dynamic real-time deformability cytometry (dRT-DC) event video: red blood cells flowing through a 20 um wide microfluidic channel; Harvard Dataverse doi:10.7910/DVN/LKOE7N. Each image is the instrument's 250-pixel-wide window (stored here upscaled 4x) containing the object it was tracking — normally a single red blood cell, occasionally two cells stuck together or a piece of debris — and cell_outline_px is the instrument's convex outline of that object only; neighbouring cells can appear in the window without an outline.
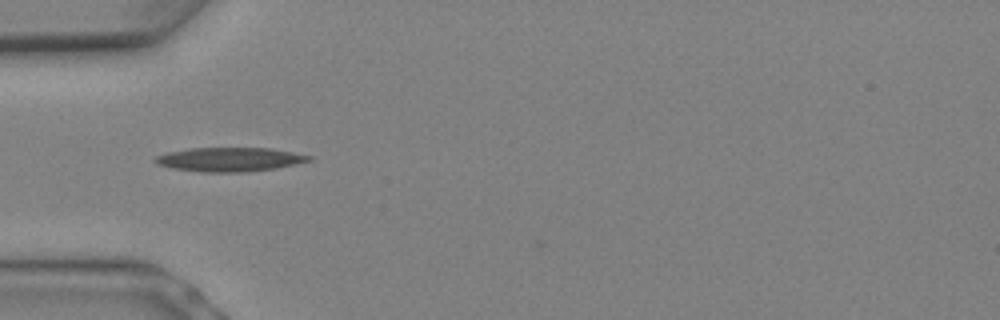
{"species": "Egyptian fruit bat (a non-hibernating species)", "species_latin": "Rousettus aegyptiacus", "temperature_condition": "warm", "stored_images_in_passage": 4, "camera_frame_rate_fps": 3000, "um_per_image_px": 0.085, "animal": {"sex": "female"}, "frame": {"image": 1, "passage_image": 3, "time_ms": 0.667, "image_size_px": [1000, 320], "cell_outline_px": [[312, 160], [276, 168], [244, 172], [204, 172], [172, 168], [156, 164], [152, 160], [156, 156], [168, 152], [188, 148], [272, 148], [312, 156]], "centroid_in_image_um": [19.49, 13.55], "position_along_channel_um": 65.5, "area_um2": 21.5}}